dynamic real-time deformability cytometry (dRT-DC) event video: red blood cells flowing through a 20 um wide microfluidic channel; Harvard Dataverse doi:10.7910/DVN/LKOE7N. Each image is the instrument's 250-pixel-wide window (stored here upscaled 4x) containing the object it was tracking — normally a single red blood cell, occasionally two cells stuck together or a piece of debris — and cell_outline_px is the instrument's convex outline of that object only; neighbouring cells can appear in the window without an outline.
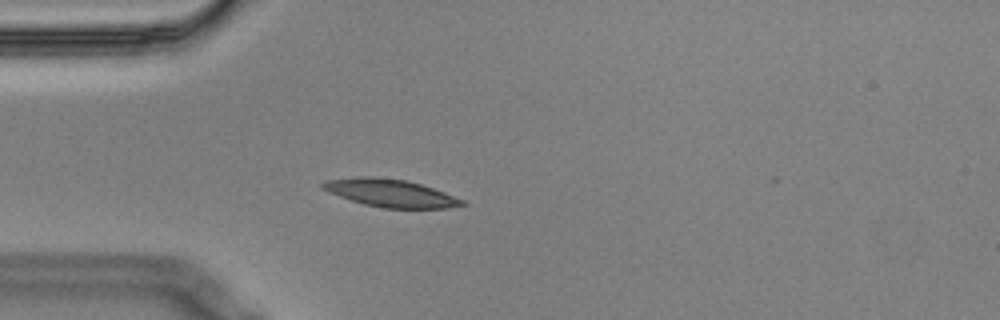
{"species": "Egyptian fruit bat (a non-hibernating species)", "species_latin": "Rousettus aegyptiacus", "temperature_condition": "cold", "stored_images_in_passage": 3, "camera_frame_rate_fps": 3000, "um_per_image_px": 0.085, "animal": {"sex": "male"}, "frame": {"image": 1, "passage_image": 3, "time_ms": 0.667, "image_size_px": [1000, 320], "cell_outline_px": [[468, 204], [448, 208], [384, 208], [364, 204], [328, 192], [320, 188], [320, 184], [324, 180], [360, 176], [372, 176], [408, 180], [444, 192], [464, 200]], "centroid_in_image_um": [33.17, 16.4], "position_along_channel_um": 51.8, "area_um2": 22.54}}